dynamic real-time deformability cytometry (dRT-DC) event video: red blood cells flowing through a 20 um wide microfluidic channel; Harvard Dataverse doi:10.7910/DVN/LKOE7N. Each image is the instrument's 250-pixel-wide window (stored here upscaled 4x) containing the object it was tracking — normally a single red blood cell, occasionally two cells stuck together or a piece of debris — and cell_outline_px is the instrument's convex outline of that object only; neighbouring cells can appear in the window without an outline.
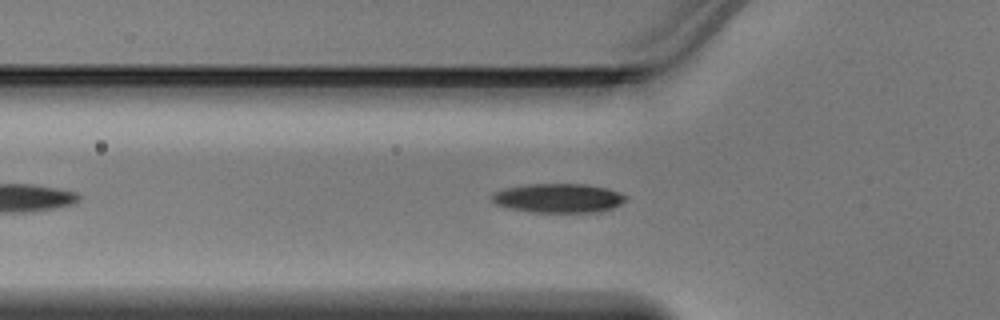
{"species": "Egyptian fruit bat (a non-hibernating species)", "species_latin": "Rousettus aegyptiacus", "temperature_condition": "warm", "stored_images_in_passage": 17, "camera_frame_rate_fps": 3000, "um_per_image_px": 0.085, "animal": {"sex": "male"}, "frame": {"image": 1, "passage_image": 2, "time_ms": 0.333, "image_size_px": [1000, 320], "cell_outline_px": [[628, 196], [620, 204], [612, 208], [596, 212], [532, 212], [508, 208], [496, 204], [488, 200], [488, 196], [492, 192], [504, 188], [528, 184], [584, 184], [608, 188], [620, 192]], "centroid_in_image_um": [47.39, 16.83], "position_along_channel_um": 78.4, "area_um2": 23.0}}
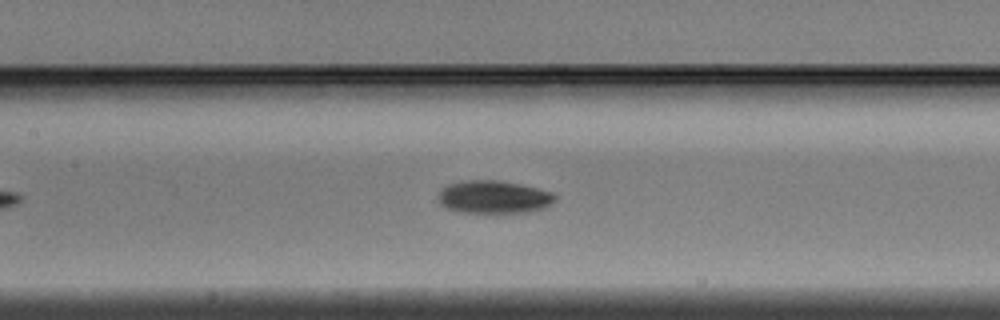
{"frame": {"image": 2, "passage_image": 8, "time_ms": 2.333, "image_size_px": [1000, 320], "cell_outline_px": [[556, 200], [544, 208], [528, 212], [460, 212], [448, 208], [440, 204], [440, 188], [448, 184], [460, 180], [500, 180], [520, 184], [552, 192], [556, 196]], "centroid_in_image_um": [41.97, 16.73], "position_along_channel_um": 165.4, "area_um2": 22.31}}
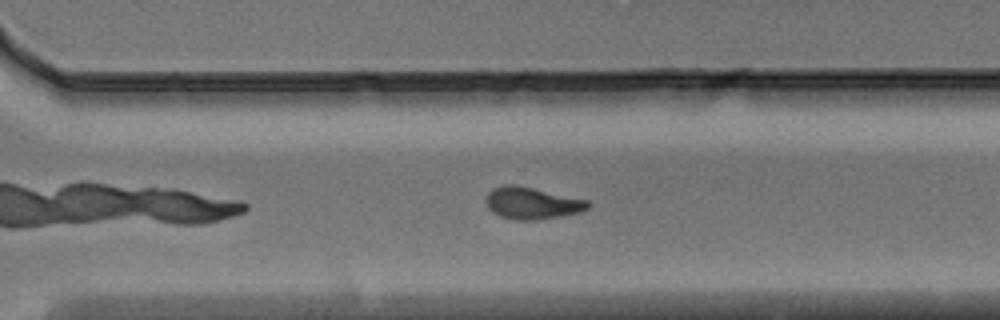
{"frame": {"image": 3, "passage_image": 16, "time_ms": 5.0, "image_size_px": [1000, 320], "cell_outline_px": [[592, 204], [588, 208], [580, 212], [560, 216], [536, 220], [516, 220], [500, 216], [492, 212], [488, 208], [484, 200], [488, 192], [492, 188], [504, 184], [516, 184], [588, 200]], "centroid_in_image_um": [45.19, 17.25], "position_along_channel_um": 325.4, "area_um2": 19.19}}